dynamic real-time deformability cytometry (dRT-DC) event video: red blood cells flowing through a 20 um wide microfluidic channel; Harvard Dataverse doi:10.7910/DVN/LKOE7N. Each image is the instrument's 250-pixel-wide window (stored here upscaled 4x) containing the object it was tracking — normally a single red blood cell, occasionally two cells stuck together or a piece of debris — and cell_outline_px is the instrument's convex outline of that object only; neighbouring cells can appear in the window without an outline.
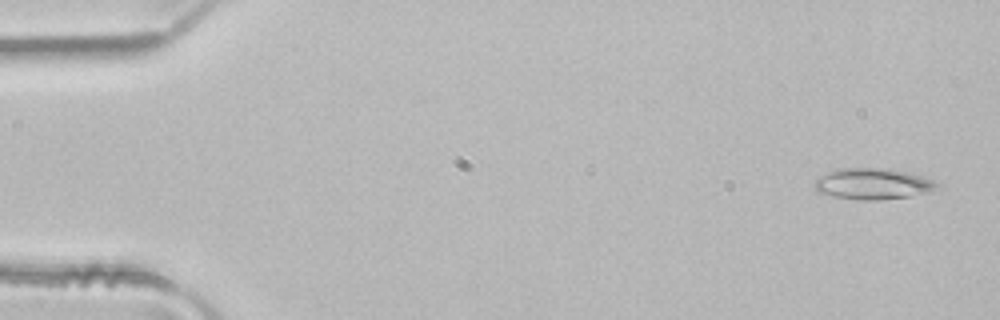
{"species": "common noctule bat (a hibernating species)", "species_latin": "Nyctalus noctula", "temperature_condition": "room temperature", "stored_images_in_passage": 4, "camera_frame_rate_fps": 3000, "um_per_image_px": 0.085, "animal": {"sex": "male", "body_mass_g": 21.5, "forearm_length_mm": 52.0}, "frame": {"image": 1, "passage_image": 1, "time_ms": 0.0, "image_size_px": [1000, 320], "cell_outline_px": [[944, 188], [908, 196], [876, 200], [856, 200], [836, 196], [820, 192], [812, 184], [820, 176], [836, 168], [888, 168], [920, 176], [932, 180], [940, 184]], "centroid_in_image_um": [74.21, 15.62], "position_along_channel_um": 10.8, "area_um2": 22.02}}
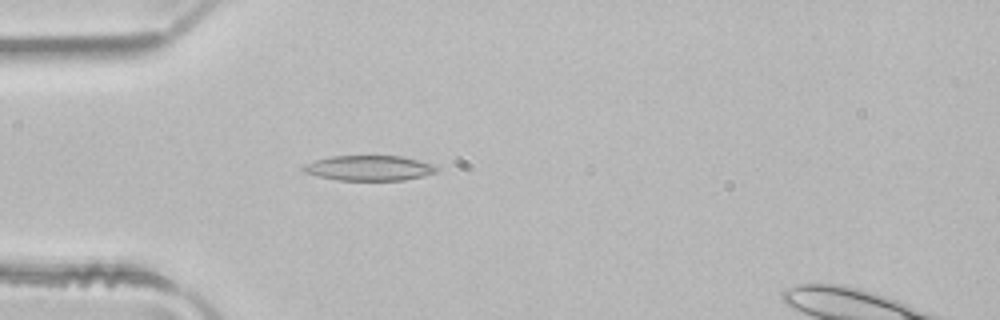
{"frame": {"image": 2, "passage_image": 4, "time_ms": 1.0, "image_size_px": [1000, 320], "cell_outline_px": [[440, 168], [436, 172], [404, 180], [336, 180], [304, 172], [300, 168], [304, 164], [316, 160], [332, 156], [400, 156], [432, 164]], "centroid_in_image_um": [31.35, 14.28], "position_along_channel_um": 53.7, "area_um2": 19.31}}